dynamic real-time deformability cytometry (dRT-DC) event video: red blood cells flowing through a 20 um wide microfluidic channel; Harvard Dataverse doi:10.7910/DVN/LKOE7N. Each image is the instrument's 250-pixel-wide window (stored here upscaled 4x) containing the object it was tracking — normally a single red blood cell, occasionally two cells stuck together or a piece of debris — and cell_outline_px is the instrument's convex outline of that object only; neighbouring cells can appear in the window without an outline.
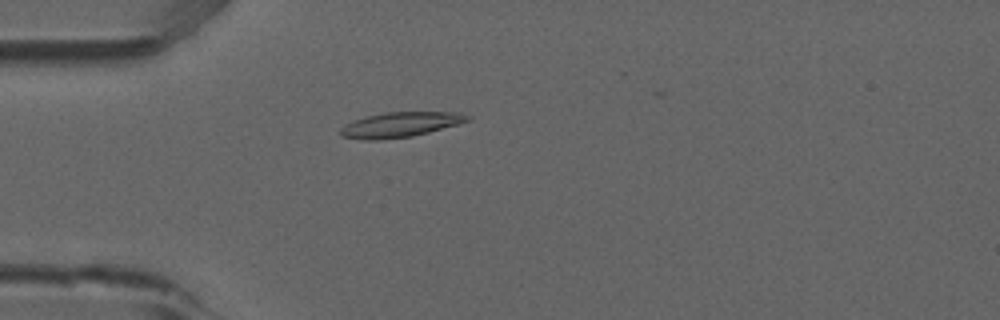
{"species": "common noctule bat (a hibernating species)", "species_latin": "Nyctalus noctula", "temperature_condition": "room temperature", "stored_images_in_passage": 1, "camera_frame_rate_fps": 3000, "um_per_image_px": 0.085, "animal": {"sex": "male", "forearm_length_mm": 52.5}, "frame": {"image": 1, "passage_image": 1, "time_ms": 0.0, "image_size_px": [1000, 320], "cell_outline_px": [[472, 120], [428, 132], [412, 136], [380, 140], [364, 140], [340, 136], [340, 128], [344, 124], [352, 120], [384, 112], [460, 112], [472, 116]], "centroid_in_image_um": [34.01, 10.59], "position_along_channel_um": 51.0, "area_um2": 18.67}}